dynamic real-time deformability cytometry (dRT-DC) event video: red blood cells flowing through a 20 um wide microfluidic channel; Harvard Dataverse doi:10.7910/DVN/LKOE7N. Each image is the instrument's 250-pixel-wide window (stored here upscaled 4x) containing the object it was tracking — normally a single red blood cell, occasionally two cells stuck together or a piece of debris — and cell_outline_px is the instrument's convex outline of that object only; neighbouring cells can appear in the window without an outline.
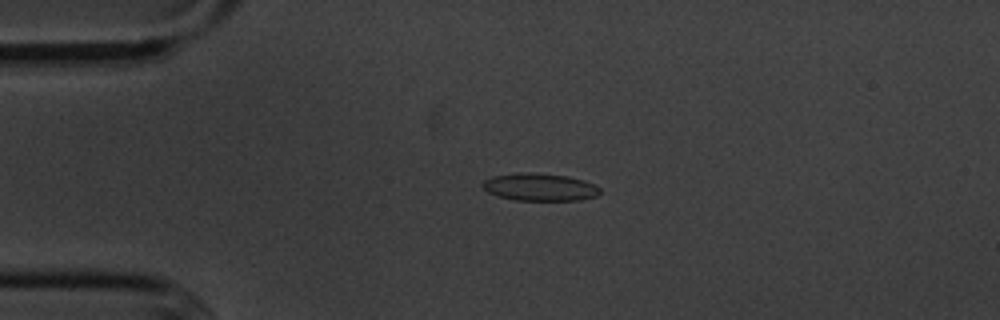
{"species": "common noctule bat (a hibernating species)", "species_latin": "Nyctalus noctula", "temperature_condition": "cold", "stored_images_in_passage": 49, "camera_frame_rate_fps": 3000, "um_per_image_px": 0.085, "animal": {"sex": "male", "body_mass_g": 20.1, "forearm_length_mm": 53.5}, "frame": {"image": 1, "passage_image": 7, "time_ms": 2.0, "image_size_px": [1000, 320], "cell_outline_px": [[600, 192], [596, 196], [580, 200], [516, 200], [496, 196], [488, 192], [480, 184], [484, 180], [492, 176], [520, 172], [532, 172], [568, 176], [584, 180], [596, 184], [600, 188]], "centroid_in_image_um": [45.88, 15.89], "position_along_channel_um": 39.1, "area_um2": 19.02}}
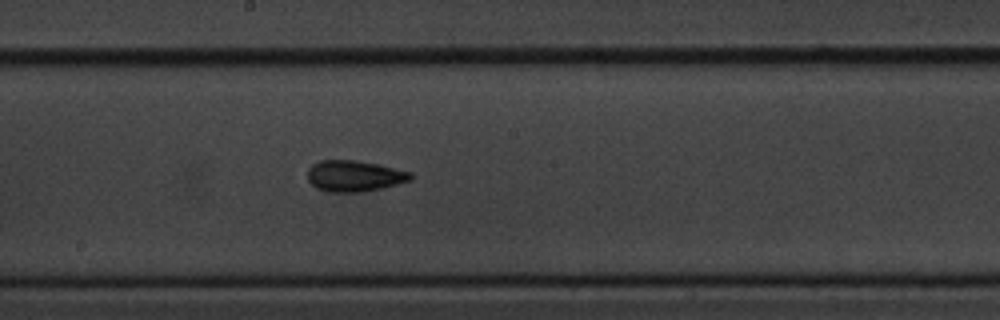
{"frame": {"image": 2, "passage_image": 24, "time_ms": 7.667, "image_size_px": [1000, 320], "cell_outline_px": [[412, 180], [380, 188], [360, 192], [328, 192], [316, 188], [308, 180], [308, 168], [312, 164], [320, 160], [352, 160], [376, 164], [412, 172]], "centroid_in_image_um": [30.09, 14.96], "position_along_channel_um": 218.1, "area_um2": 18.55}}
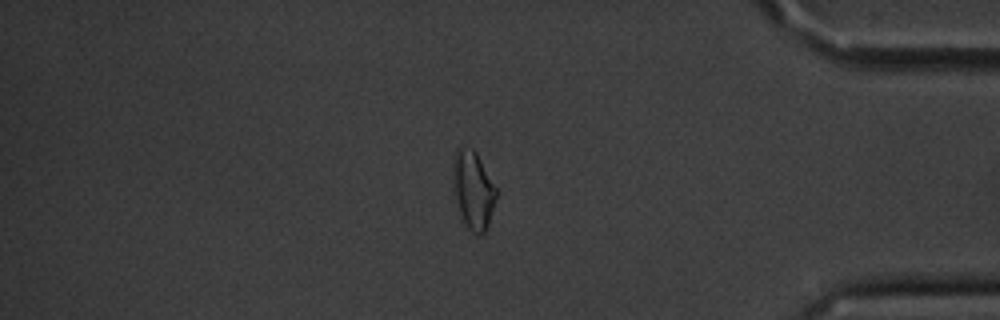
{"frame": {"image": 3, "passage_image": 41, "time_ms": 13.333, "image_size_px": [1000, 320], "cell_outline_px": [[500, 192], [488, 224], [484, 232], [480, 236], [476, 236], [464, 228], [452, 192], [452, 168], [456, 148], [460, 144], [472, 148], [476, 152]], "centroid_in_image_um": [40.2, 16.17], "position_along_channel_um": 395.0, "area_um2": 20.92}, "authors_computed_cell_mechanics": {"area_um2": 18.3226, "velocity_mm_per_s": 3.6241, "shape_relaxation_time_tau1_ms": 4.9169, "shape_relaxation_time_tau2_ms": 2.9091, "deformation_change_tau1": 0.1338, "deformation_change_tau2": 0.0846}}